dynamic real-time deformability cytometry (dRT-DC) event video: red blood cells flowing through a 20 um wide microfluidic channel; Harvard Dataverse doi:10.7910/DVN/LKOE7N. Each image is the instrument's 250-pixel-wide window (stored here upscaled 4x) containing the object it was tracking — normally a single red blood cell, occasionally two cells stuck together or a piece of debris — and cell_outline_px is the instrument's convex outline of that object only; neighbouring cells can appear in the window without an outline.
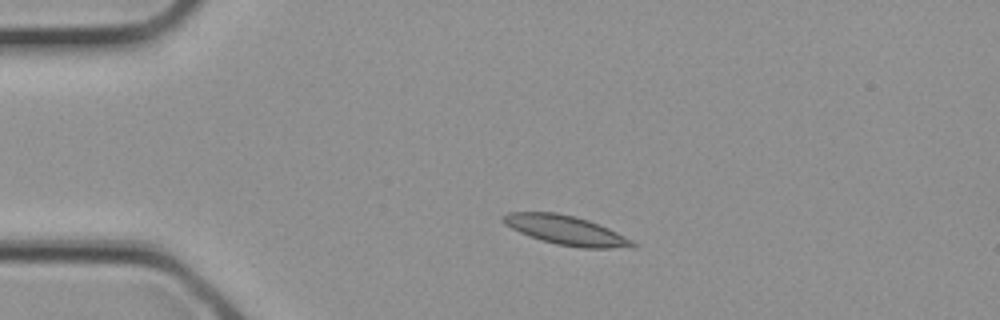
{"species": "common noctule bat (a hibernating species)", "species_latin": "Nyctalus noctula", "temperature_condition": "cold", "stored_images_in_passage": 2, "camera_frame_rate_fps": 3000, "um_per_image_px": 0.085, "animal": {"sex": "female", "body_mass_g": 21.9}, "frame": {"image": 1, "passage_image": 1, "time_ms": 0.0, "image_size_px": [1000, 320], "cell_outline_px": [[636, 248], [580, 248], [556, 244], [540, 240], [520, 232], [504, 224], [500, 220], [500, 216], [508, 212], [556, 212], [576, 216], [588, 220], [608, 228], [632, 240], [636, 244]], "centroid_in_image_um": [48.09, 19.57], "position_along_channel_um": 36.9, "area_um2": 22.2}}